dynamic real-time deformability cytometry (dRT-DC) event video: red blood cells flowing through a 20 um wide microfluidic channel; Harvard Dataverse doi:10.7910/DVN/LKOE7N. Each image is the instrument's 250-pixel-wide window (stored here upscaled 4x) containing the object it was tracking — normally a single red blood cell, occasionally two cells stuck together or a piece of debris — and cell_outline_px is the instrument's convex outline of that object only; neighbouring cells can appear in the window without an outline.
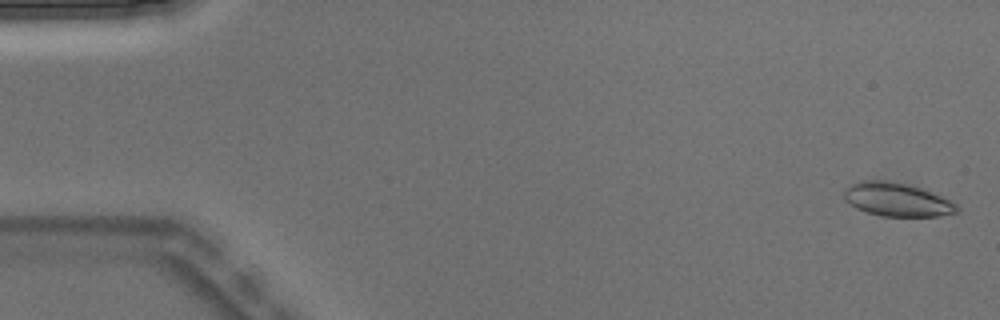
{"species": "Egyptian fruit bat (a non-hibernating species)", "species_latin": "Rousettus aegyptiacus", "temperature_condition": "warm", "stored_images_in_passage": 4, "camera_frame_rate_fps": 3000, "um_per_image_px": 0.085, "animal": {"sex": "male"}, "frame": {"image": 1, "passage_image": 1, "time_ms": 0.0, "image_size_px": [1000, 320], "cell_outline_px": [[960, 212], [940, 216], [884, 216], [864, 212], [856, 208], [844, 200], [844, 188], [860, 180], [884, 180], [904, 184], [940, 196], [956, 204], [960, 208]], "centroid_in_image_um": [76.2, 16.98], "position_along_channel_um": 8.8, "area_um2": 21.79}}